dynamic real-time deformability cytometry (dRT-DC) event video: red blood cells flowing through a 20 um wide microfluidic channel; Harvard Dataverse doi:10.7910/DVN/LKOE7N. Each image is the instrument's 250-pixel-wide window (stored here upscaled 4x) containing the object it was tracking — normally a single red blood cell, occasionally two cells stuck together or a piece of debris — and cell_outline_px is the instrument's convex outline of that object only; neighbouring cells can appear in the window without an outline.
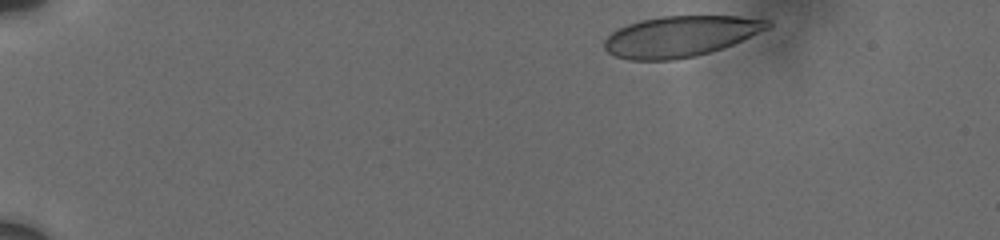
{"species": "human", "species_latin": "Homo sapiens", "temperature_condition": "cold", "stored_images_in_passage": 10, "camera_frame_rate_fps": 3000, "um_per_image_px": 0.085, "donor": {"sex": "male"}, "frame": {"image": 1, "passage_image": 1, "time_ms": 0.0, "image_size_px": [1000, 240], "cell_outline_px": [[772, 24], [768, 28], [732, 44], [696, 56], [672, 60], [628, 60], [612, 56], [604, 48], [604, 40], [612, 32], [628, 24], [640, 20], [660, 16], [736, 16], [772, 20]], "centroid_in_image_um": [57.79, 3.09], "position_along_channel_um": 27.2, "area_um2": 38.67}}
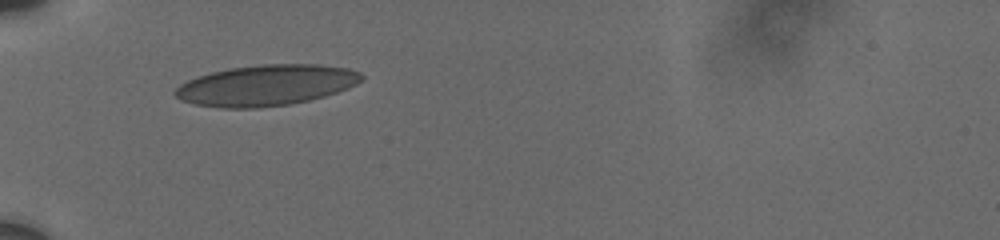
{"frame": {"image": 2, "passage_image": 7, "time_ms": 3.667, "image_size_px": [1000, 240], "cell_outline_px": [[364, 76], [356, 84], [348, 88], [324, 96], [292, 104], [256, 108], [220, 108], [196, 104], [180, 100], [172, 92], [180, 84], [196, 76], [228, 68], [260, 64], [320, 64], [348, 68], [360, 72]], "centroid_in_image_um": [22.6, 7.24], "position_along_channel_um": 62.4, "area_um2": 44.51}}
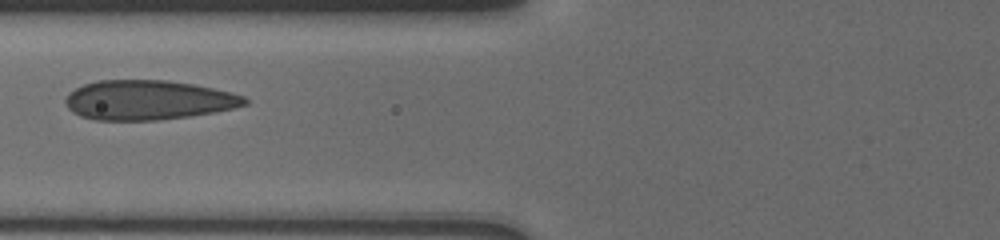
{"frame": {"image": 3, "passage_image": 10, "time_ms": 5.333, "image_size_px": [1000, 240], "cell_outline_px": [[248, 104], [236, 108], [216, 112], [188, 116], [156, 120], [96, 120], [80, 116], [72, 112], [68, 108], [64, 100], [68, 92], [84, 84], [96, 80], [168, 80], [192, 84], [232, 92], [244, 96], [248, 100]], "centroid_in_image_um": [12.59, 8.5], "position_along_channel_um": 113.2, "area_um2": 41.56}}